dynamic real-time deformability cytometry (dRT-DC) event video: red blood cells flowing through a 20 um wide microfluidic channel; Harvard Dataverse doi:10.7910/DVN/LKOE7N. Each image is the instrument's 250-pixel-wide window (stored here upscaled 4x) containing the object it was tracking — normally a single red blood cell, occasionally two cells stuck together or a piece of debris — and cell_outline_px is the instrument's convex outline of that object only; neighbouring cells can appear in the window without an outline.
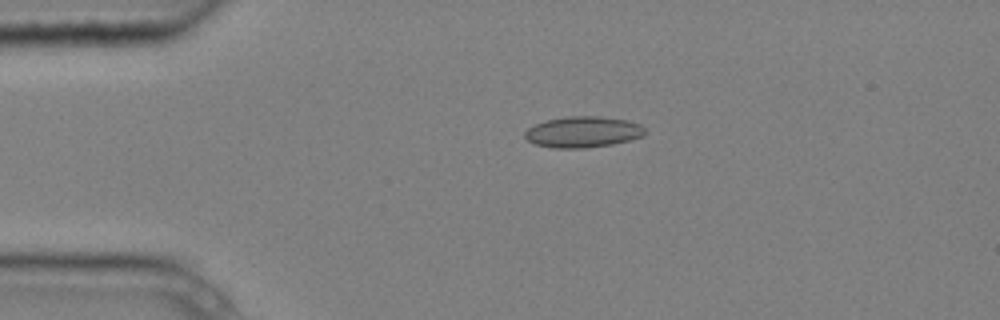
{"species": "common noctule bat (a hibernating species)", "species_latin": "Nyctalus noctula", "temperature_condition": "cold", "stored_images_in_passage": 4, "camera_frame_rate_fps": 3000, "um_per_image_px": 0.085, "animal": {"sex": "male", "body_mass_g": 20.4}, "frame": {"image": 1, "passage_image": 3, "time_ms": 0.667, "image_size_px": [1000, 320], "cell_outline_px": [[644, 136], [632, 140], [612, 144], [584, 148], [552, 148], [536, 144], [528, 140], [524, 136], [524, 132], [528, 128], [536, 124], [548, 120], [568, 116], [600, 116], [628, 120], [640, 124], [644, 128]], "centroid_in_image_um": [49.58, 11.22], "position_along_channel_um": 35.4, "area_um2": 21.73}}